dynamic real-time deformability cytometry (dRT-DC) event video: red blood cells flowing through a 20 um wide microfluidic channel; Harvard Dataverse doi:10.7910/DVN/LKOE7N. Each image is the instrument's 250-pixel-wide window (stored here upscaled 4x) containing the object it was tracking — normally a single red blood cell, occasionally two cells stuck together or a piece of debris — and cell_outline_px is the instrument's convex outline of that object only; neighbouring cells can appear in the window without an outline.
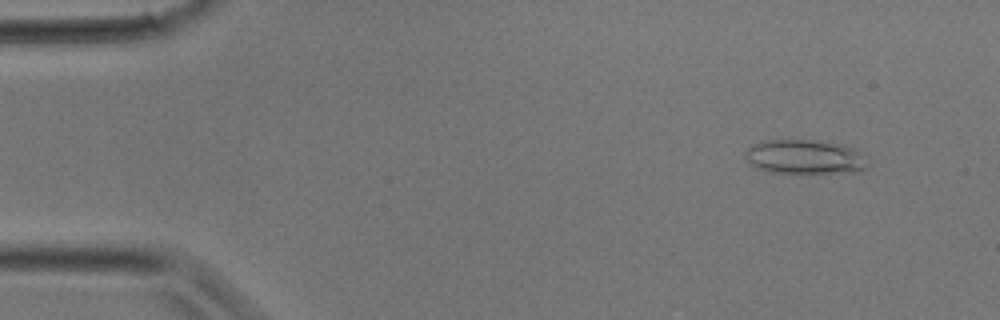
{"species": "common noctule bat (a hibernating species)", "species_latin": "Nyctalus noctula", "temperature_condition": "room temperature", "stored_images_in_passage": 30, "camera_frame_rate_fps": 3000, "um_per_image_px": 0.085, "animal": {"sex": "male", "body_mass_g": 17.9}, "frame": {"image": 1, "passage_image": 2, "time_ms": 0.333, "image_size_px": [1000, 320], "cell_outline_px": [[868, 164], [860, 172], [772, 172], [760, 168], [752, 164], [744, 156], [744, 152], [752, 144], [768, 140], [808, 140], [840, 144], [852, 148], [868, 156]], "centroid_in_image_um": [68.45, 13.33], "position_along_channel_um": 16.6, "area_um2": 24.16}}
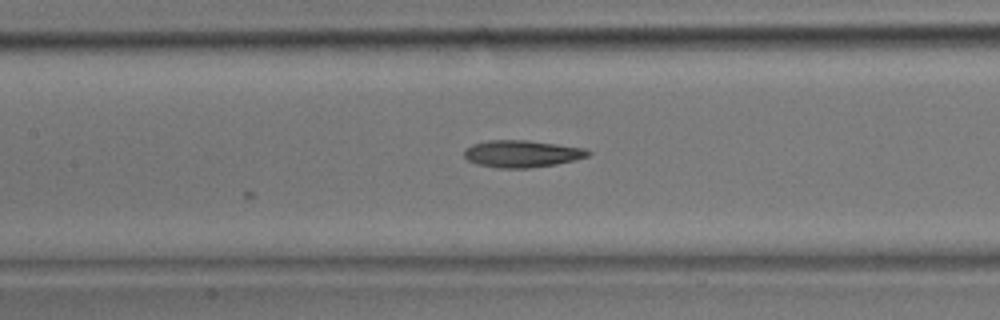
{"frame": {"image": 2, "passage_image": 13, "time_ms": 4.0, "image_size_px": [1000, 320], "cell_outline_px": [[592, 152], [588, 156], [556, 164], [528, 168], [496, 168], [476, 164], [468, 160], [464, 156], [464, 148], [472, 144], [488, 140], [528, 140], [584, 148]], "centroid_in_image_um": [44.31, 13.07], "position_along_channel_um": 163.1, "area_um2": 19.54}}
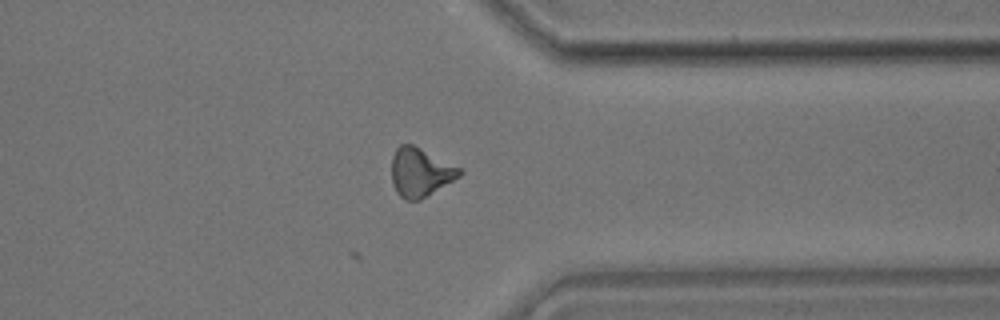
{"frame": {"image": 3, "passage_image": 23, "time_ms": 7.333, "image_size_px": [1000, 320], "cell_outline_px": [[464, 172], [460, 176], [420, 200], [404, 200], [396, 192], [392, 184], [392, 156], [396, 148], [400, 144], [412, 144], [464, 168]], "centroid_in_image_um": [35.74, 14.63], "position_along_channel_um": 375.7, "area_um2": 19.54}}